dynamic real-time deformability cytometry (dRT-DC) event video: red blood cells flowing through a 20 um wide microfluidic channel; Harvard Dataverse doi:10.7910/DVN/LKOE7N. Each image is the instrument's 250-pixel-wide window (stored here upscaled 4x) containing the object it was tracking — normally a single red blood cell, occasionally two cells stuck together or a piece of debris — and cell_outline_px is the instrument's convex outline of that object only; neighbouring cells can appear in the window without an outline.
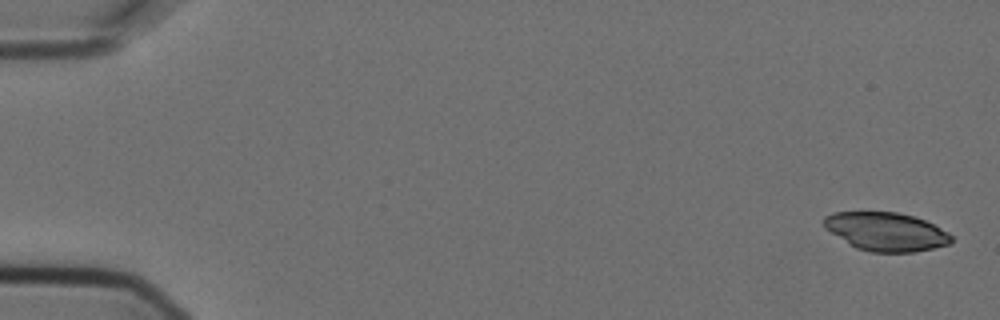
{"species": "Egyptian fruit bat (a non-hibernating species)", "species_latin": "Rousettus aegyptiacus", "temperature_condition": "cold", "stored_images_in_passage": 5, "camera_frame_rate_fps": 3000, "um_per_image_px": 0.085, "animal": {"sex": "female"}, "frame": {"image": 1, "passage_image": 1, "time_ms": 0.0, "image_size_px": [1000, 320], "cell_outline_px": [[952, 244], [916, 252], [868, 252], [856, 248], [848, 244], [824, 228], [824, 216], [832, 212], [896, 212], [912, 216], [924, 220], [948, 232], [952, 236]], "centroid_in_image_um": [75.3, 19.7], "position_along_channel_um": 9.7, "area_um2": 28.73}}